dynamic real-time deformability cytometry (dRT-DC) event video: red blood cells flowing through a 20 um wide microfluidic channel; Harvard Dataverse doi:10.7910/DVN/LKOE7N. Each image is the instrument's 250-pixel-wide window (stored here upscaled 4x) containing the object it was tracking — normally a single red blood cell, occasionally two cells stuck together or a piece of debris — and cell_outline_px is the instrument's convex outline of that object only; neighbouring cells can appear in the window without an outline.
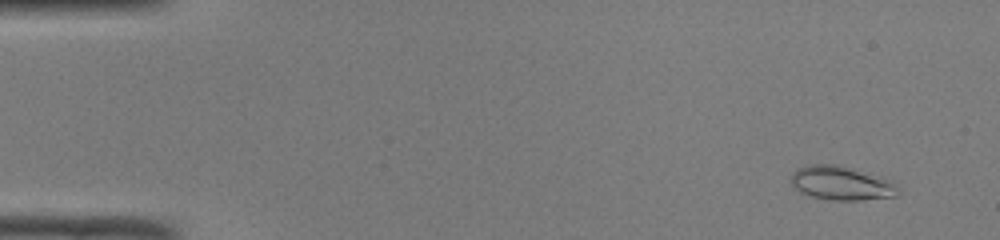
{"species": "common noctule bat (a hibernating species)", "species_latin": "Nyctalus noctula", "temperature_condition": "room temperature", "stored_images_in_passage": 50, "camera_frame_rate_fps": 3000, "um_per_image_px": 0.085, "animal": {"sex": "male", "body_mass_g": 19.0, "forearm_length_mm": 50.8}, "frame": {"image": 1, "passage_image": 4, "time_ms": 1.0, "image_size_px": [1000, 240], "cell_outline_px": [[900, 196], [860, 200], [832, 200], [808, 196], [800, 192], [792, 184], [792, 172], [796, 168], [808, 164], [836, 164], [884, 180], [900, 188]], "centroid_in_image_um": [71.44, 15.59], "position_along_channel_um": 13.6, "area_um2": 20.69}}
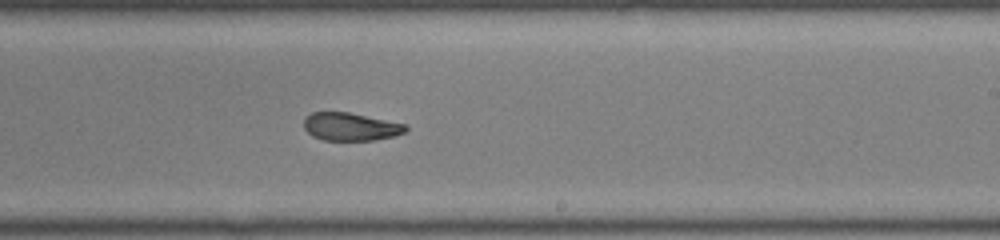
{"frame": {"image": 2, "passage_image": 31, "time_ms": 10.0, "image_size_px": [1000, 240], "cell_outline_px": [[408, 128], [404, 132], [396, 136], [376, 140], [324, 140], [312, 136], [304, 128], [304, 116], [312, 112], [348, 112], [408, 124]], "centroid_in_image_um": [29.82, 10.76], "position_along_channel_um": 259.2, "area_um2": 16.76}}
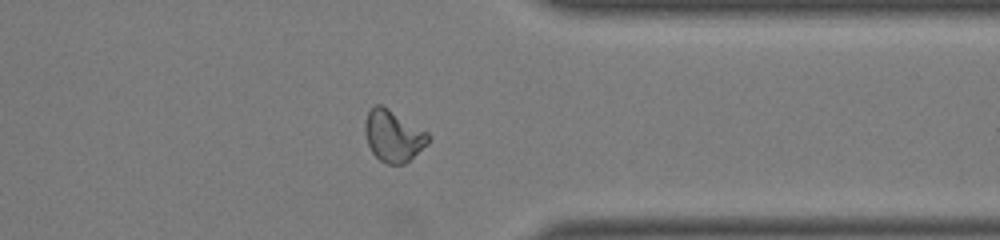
{"frame": {"image": 3, "passage_image": 40, "time_ms": 13.0, "image_size_px": [1000, 240], "cell_outline_px": [[432, 136], [428, 144], [404, 164], [388, 164], [380, 160], [372, 152], [368, 144], [364, 128], [364, 124], [368, 112], [376, 104], [380, 104], [388, 108], [428, 132]], "centroid_in_image_um": [33.45, 11.55], "position_along_channel_um": 378.0, "area_um2": 18.96}, "authors_computed_cell_mechanics": {"area_um2": 18.6983, "velocity_mm_per_s": 4.1037, "shape_relaxation_time_tau1_ms": null, "shape_relaxation_time_tau2_ms": 1.5448, "deformation_change_tau1": null, "deformation_change_tau2": 0.0656}}